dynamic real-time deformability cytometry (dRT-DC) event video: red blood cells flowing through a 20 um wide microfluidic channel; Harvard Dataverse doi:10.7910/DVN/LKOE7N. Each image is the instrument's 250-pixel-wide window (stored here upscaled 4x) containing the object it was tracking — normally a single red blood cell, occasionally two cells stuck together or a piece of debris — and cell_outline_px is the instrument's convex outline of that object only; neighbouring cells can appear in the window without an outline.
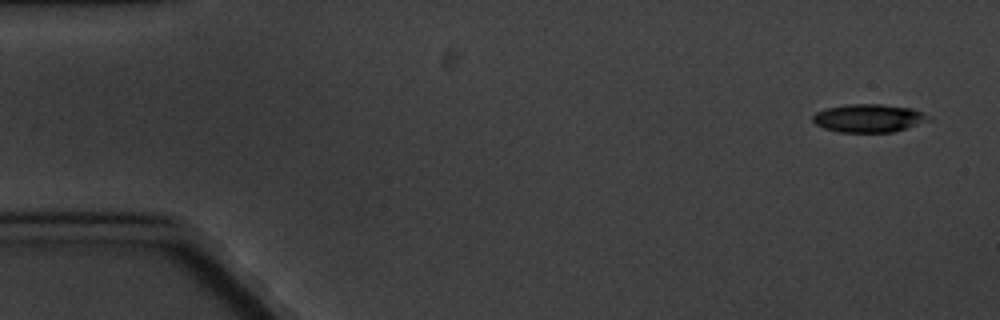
{"species": "common noctule bat (a hibernating species)", "species_latin": "Nyctalus noctula", "temperature_condition": "cold", "stored_images_in_passage": 7, "segment_of_instrument_passage": [2, 2], "camera_frame_rate_fps": 3000, "um_per_image_px": 0.085, "animal": {"sex": "male", "body_mass_g": 20.1, "forearm_length_mm": 53.5}, "frame": {"image": 1, "passage_image": 7, "time_ms": 7.667, "image_size_px": [1000, 320], "cell_outline_px": [[932, 120], [892, 132], [840, 132], [824, 128], [816, 124], [812, 120], [812, 116], [816, 112], [828, 108], [848, 104], [880, 104], [912, 108], [928, 116]], "centroid_in_image_um": [73.83, 10.04], "position_along_channel_um": 11.2, "area_um2": 18.79}}